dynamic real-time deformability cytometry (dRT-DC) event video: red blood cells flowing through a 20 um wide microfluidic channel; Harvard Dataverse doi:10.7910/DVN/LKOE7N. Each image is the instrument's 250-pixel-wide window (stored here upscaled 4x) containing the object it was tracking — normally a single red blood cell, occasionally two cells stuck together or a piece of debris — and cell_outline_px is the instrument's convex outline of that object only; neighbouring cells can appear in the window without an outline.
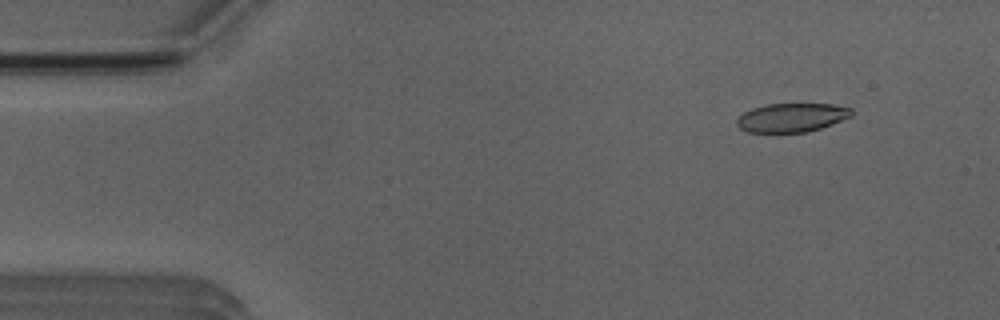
{"species": "Egyptian fruit bat (a non-hibernating species)", "species_latin": "Rousettus aegyptiacus", "temperature_condition": "room temperature", "stored_images_in_passage": 8, "camera_frame_rate_fps": 3000, "um_per_image_px": 0.085, "animal": {"sex": "male"}, "frame": {"image": 1, "passage_image": 1, "time_ms": 0.0, "image_size_px": [1000, 320], "cell_outline_px": [[852, 116], [832, 124], [808, 132], [776, 136], [748, 132], [740, 128], [736, 124], [736, 120], [744, 112], [752, 108], [768, 104], [832, 104], [852, 108]], "centroid_in_image_um": [67.25, 10.05], "position_along_channel_um": 17.8, "area_um2": 20.06}}
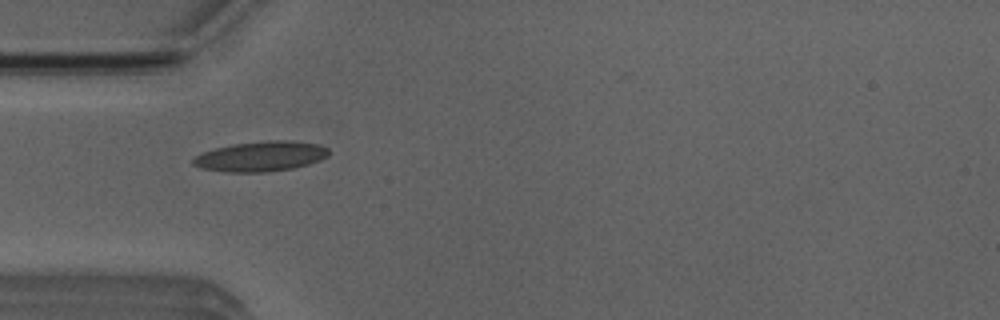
{"frame": {"image": 2, "passage_image": 4, "time_ms": 3.333, "image_size_px": [1000, 320], "cell_outline_px": [[328, 156], [320, 160], [308, 164], [292, 168], [268, 172], [228, 172], [200, 168], [192, 164], [192, 160], [196, 156], [204, 152], [216, 148], [232, 144], [268, 140], [292, 140], [316, 144], [328, 148]], "centroid_in_image_um": [22.17, 13.29], "position_along_channel_um": 62.8, "area_um2": 23.7}}
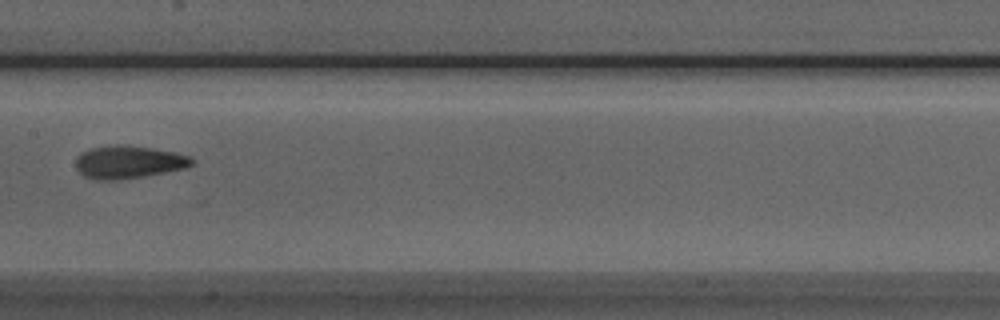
{"frame": {"image": 3, "passage_image": 7, "time_ms": 6.667, "image_size_px": [1000, 320], "cell_outline_px": [[196, 160], [192, 164], [184, 168], [144, 176], [116, 180], [96, 180], [84, 176], [76, 168], [76, 160], [80, 152], [92, 148], [116, 144], [120, 144], [152, 148], [176, 152], [188, 156]], "centroid_in_image_um": [10.91, 13.77], "position_along_channel_um": 196.5, "area_um2": 22.14}}